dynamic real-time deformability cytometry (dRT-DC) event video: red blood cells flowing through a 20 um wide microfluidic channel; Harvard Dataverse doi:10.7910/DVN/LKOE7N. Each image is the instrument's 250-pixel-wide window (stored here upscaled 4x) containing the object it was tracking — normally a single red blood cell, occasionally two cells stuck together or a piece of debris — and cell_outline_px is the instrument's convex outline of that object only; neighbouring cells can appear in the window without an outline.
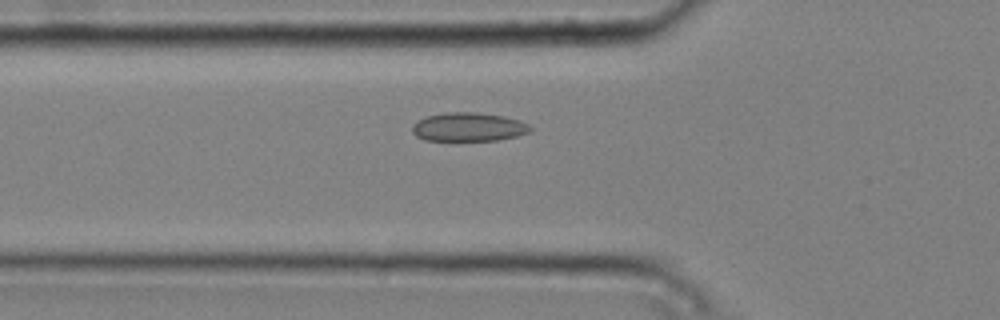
{"species": "common noctule bat (a hibernating species)", "species_latin": "Nyctalus noctula", "temperature_condition": "cold", "stored_images_in_passage": 4, "camera_frame_rate_fps": 3000, "um_per_image_px": 0.085, "animal": {"sex": "male", "body_mass_g": 20.4}, "frame": {"image": 1, "passage_image": 4, "time_ms": 1.0, "image_size_px": [1000, 320], "cell_outline_px": [[532, 128], [528, 132], [516, 136], [496, 140], [424, 140], [416, 136], [412, 132], [412, 124], [416, 120], [428, 116], [444, 112], [476, 112], [504, 116], [520, 120], [528, 124]], "centroid_in_image_um": [39.79, 10.78], "position_along_channel_um": 86.0, "area_um2": 19.77}}